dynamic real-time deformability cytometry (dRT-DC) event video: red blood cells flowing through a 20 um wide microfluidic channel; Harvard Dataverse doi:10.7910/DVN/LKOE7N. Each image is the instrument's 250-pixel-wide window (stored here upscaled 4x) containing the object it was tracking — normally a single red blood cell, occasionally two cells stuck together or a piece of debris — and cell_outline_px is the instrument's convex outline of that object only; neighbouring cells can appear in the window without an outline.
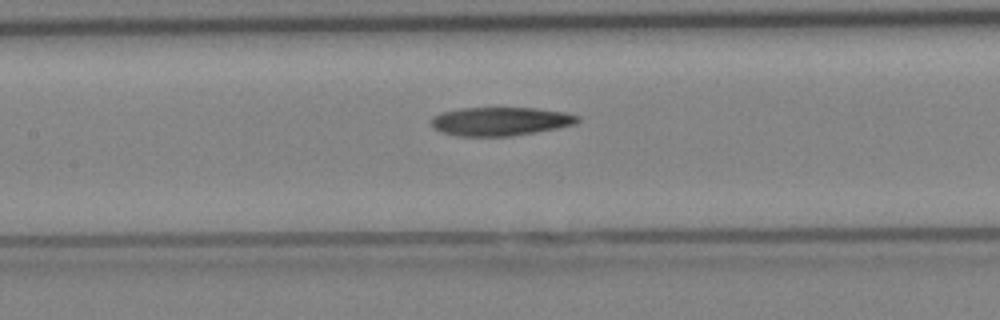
{"species": "Egyptian fruit bat (a non-hibernating species)", "species_latin": "Rousettus aegyptiacus", "temperature_condition": "cold", "stored_images_in_passage": 6, "camera_frame_rate_fps": 3000, "um_per_image_px": 0.085, "animal": {"sex": "female"}, "frame": {"image": 1, "passage_image": 5, "time_ms": 5.667, "image_size_px": [1000, 320], "cell_outline_px": [[580, 120], [576, 124], [536, 132], [512, 136], [460, 136], [444, 132], [432, 128], [432, 116], [444, 112], [460, 108], [536, 108], [564, 112], [580, 116]], "centroid_in_image_um": [42.56, 10.31], "position_along_channel_um": 164.8, "area_um2": 24.28}}